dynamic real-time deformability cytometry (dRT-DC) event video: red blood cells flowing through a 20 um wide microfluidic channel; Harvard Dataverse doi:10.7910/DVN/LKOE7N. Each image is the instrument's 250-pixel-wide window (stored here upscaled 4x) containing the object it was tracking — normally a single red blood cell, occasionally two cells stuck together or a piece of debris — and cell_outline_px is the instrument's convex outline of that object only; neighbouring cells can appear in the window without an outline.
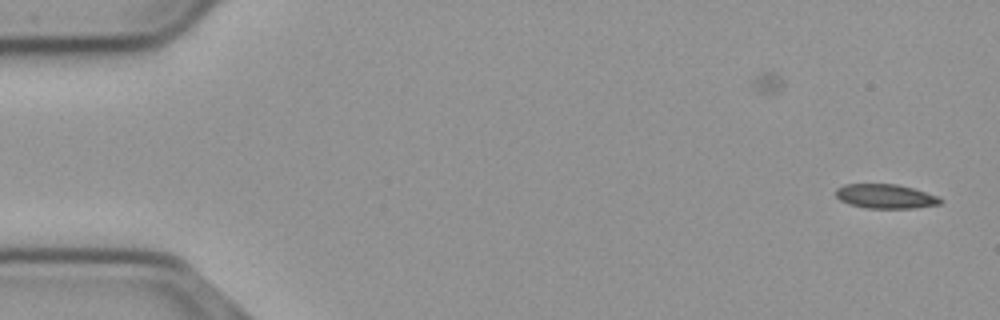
{"species": "common noctule bat (a hibernating species)", "species_latin": "Nyctalus noctula", "temperature_condition": "cold", "stored_images_in_passage": 55, "camera_frame_rate_fps": 3000, "um_per_image_px": 0.085, "animal": {"sex": "male", "body_mass_g": 23.1, "forearm_length_mm": 52.7}, "frame": {"image": 1, "passage_image": 1, "time_ms": 0.0, "image_size_px": [1000, 320], "cell_outline_px": [[944, 200], [940, 204], [916, 208], [864, 208], [848, 204], [840, 200], [836, 196], [836, 188], [844, 184], [896, 184], [912, 188], [940, 196]], "centroid_in_image_um": [75.28, 16.69], "position_along_channel_um": 9.7, "area_um2": 14.97}}
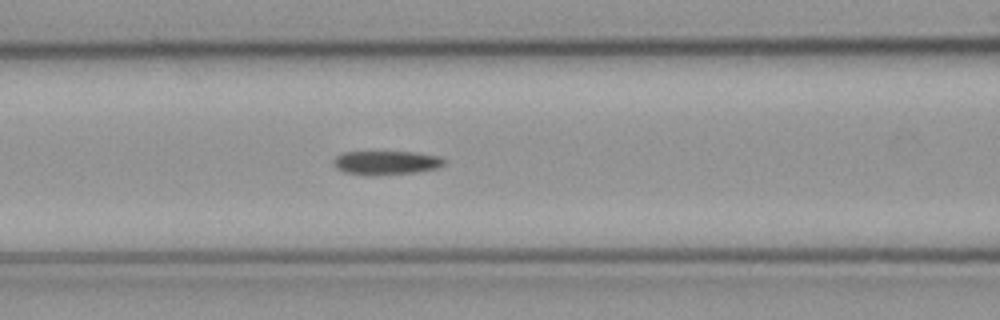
{"frame": {"image": 2, "passage_image": 22, "time_ms": 7.0, "image_size_px": [1000, 320], "cell_outline_px": [[448, 160], [444, 164], [436, 168], [412, 172], [376, 176], [368, 176], [344, 172], [336, 168], [332, 164], [332, 160], [336, 156], [344, 152], [416, 152], [444, 156]], "centroid_in_image_um": [32.83, 13.83], "position_along_channel_um": 133.8, "area_um2": 15.72}}
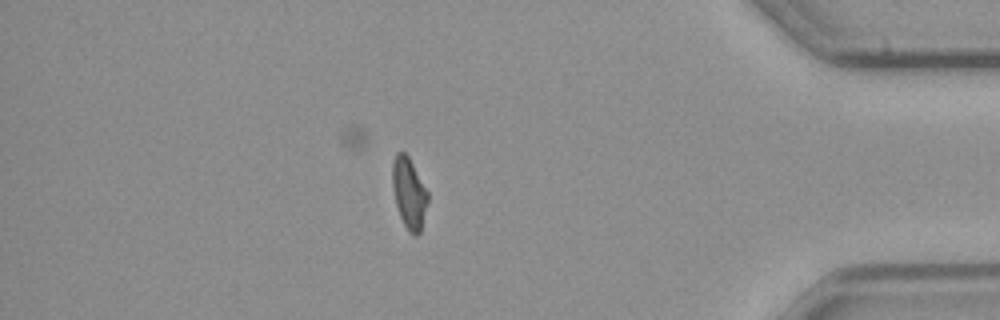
{"frame": {"image": 3, "passage_image": 47, "time_ms": 15.333, "image_size_px": [1000, 320], "cell_outline_px": [[428, 200], [420, 232], [416, 236], [412, 236], [408, 232], [400, 216], [396, 204], [392, 184], [392, 164], [396, 152], [404, 152], [408, 156], [428, 192]], "centroid_in_image_um": [34.76, 16.43], "position_along_channel_um": 400.4, "area_um2": 14.51}}